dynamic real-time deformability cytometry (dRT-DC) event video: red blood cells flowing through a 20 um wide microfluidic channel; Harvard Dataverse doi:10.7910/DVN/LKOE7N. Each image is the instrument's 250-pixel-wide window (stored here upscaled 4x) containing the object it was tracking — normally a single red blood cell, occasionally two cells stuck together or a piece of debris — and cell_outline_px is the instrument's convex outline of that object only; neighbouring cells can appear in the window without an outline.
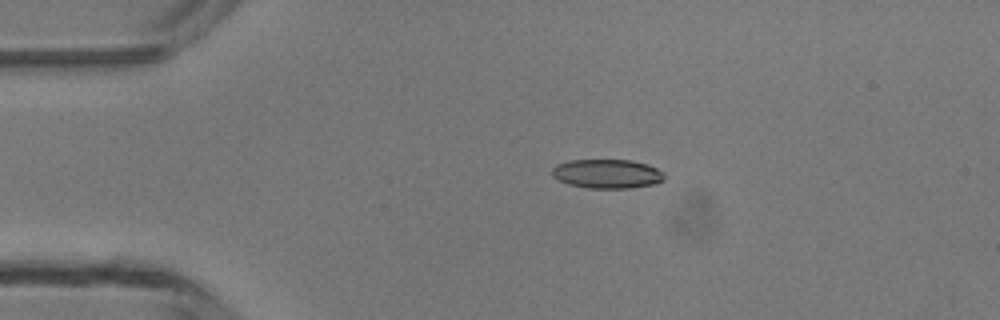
{"species": "common noctule bat (a hibernating species)", "species_latin": "Nyctalus noctula", "temperature_condition": "room temperature", "stored_images_in_passage": 3, "camera_frame_rate_fps": 3000, "um_per_image_px": 0.085, "animal": {"sex": "male", "body_mass_g": 13.3}, "frame": {"image": 1, "passage_image": 2, "time_ms": 1.0, "image_size_px": [1000, 320], "cell_outline_px": [[664, 180], [656, 184], [628, 188], [588, 188], [568, 184], [552, 176], [552, 168], [556, 164], [572, 160], [632, 160], [648, 164], [664, 172]], "centroid_in_image_um": [51.63, 14.77], "position_along_channel_um": 33.4, "area_um2": 19.13}}